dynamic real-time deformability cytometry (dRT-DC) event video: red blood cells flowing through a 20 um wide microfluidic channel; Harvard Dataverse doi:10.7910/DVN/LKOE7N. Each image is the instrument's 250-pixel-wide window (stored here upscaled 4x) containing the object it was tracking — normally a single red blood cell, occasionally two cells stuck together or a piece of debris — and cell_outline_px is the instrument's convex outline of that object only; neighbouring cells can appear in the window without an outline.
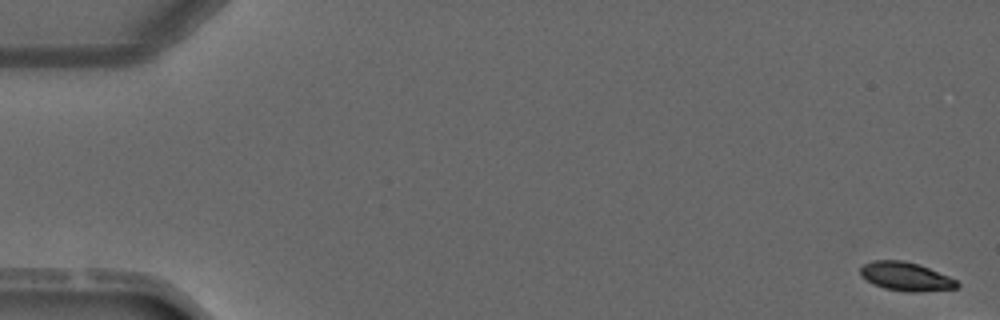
{"species": "common noctule bat (a hibernating species)", "species_latin": "Nyctalus noctula", "temperature_condition": "warm", "stored_images_in_passage": 5, "camera_frame_rate_fps": 3000, "um_per_image_px": 0.085, "animal": {"sex": "male", "forearm_length_mm": 52.5}, "frame": {"image": 1, "passage_image": 1, "time_ms": 0.0, "image_size_px": [1000, 320], "cell_outline_px": [[960, 284], [956, 288], [920, 292], [908, 292], [884, 288], [872, 284], [860, 276], [860, 268], [864, 264], [872, 260], [900, 260], [916, 264], [928, 268], [948, 276], [956, 280]], "centroid_in_image_um": [76.96, 23.51], "position_along_channel_um": 8.0, "area_um2": 16.07}}